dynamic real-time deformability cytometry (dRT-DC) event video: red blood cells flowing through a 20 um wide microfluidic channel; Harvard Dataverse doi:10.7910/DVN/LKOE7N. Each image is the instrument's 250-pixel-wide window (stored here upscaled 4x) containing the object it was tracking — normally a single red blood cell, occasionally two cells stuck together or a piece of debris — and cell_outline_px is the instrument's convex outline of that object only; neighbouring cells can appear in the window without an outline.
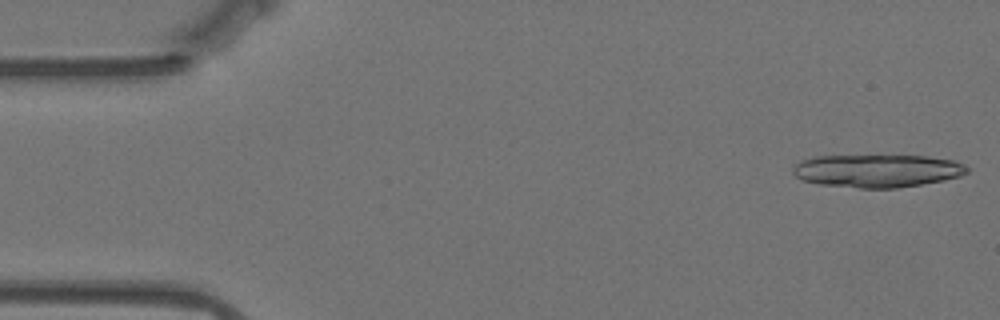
{"species": "Egyptian fruit bat (a non-hibernating species)", "species_latin": "Rousettus aegyptiacus", "temperature_condition": "warm", "stored_images_in_passage": 18, "camera_frame_rate_fps": 3000, "um_per_image_px": 0.085, "animal": {"sex": "female"}, "frame": {"image": 1, "passage_image": 1, "time_ms": 0.0, "image_size_px": [1000, 320], "cell_outline_px": [[968, 172], [960, 176], [944, 180], [896, 188], [860, 188], [820, 184], [800, 180], [792, 172], [792, 168], [800, 160], [816, 156], [928, 156], [952, 160], [964, 164], [968, 168]], "centroid_in_image_um": [74.54, 14.52], "position_along_channel_um": 10.5, "area_um2": 33.35}}